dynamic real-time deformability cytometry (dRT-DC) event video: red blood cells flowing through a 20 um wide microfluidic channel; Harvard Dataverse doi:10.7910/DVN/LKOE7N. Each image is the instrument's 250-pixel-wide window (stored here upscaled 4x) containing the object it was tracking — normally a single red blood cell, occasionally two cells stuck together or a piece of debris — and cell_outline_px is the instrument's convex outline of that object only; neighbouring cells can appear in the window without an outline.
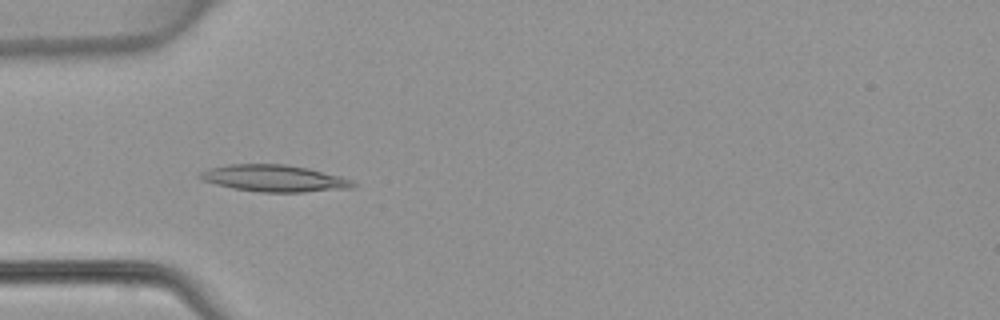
{"species": "common noctule bat (a hibernating species)", "species_latin": "Nyctalus noctula", "temperature_condition": "warm", "stored_images_in_passage": 40, "camera_frame_rate_fps": 3000, "um_per_image_px": 0.085, "animal": {"sex": "female", "body_mass_g": 22.7, "forearm_length_mm": 54.2}, "frame": {"image": 1, "passage_image": 11, "time_ms": 3.333, "image_size_px": [1000, 320], "cell_outline_px": [[356, 184], [352, 188], [304, 192], [260, 192], [232, 188], [200, 180], [196, 176], [200, 172], [208, 168], [228, 164], [284, 164], [308, 168], [340, 176], [352, 180]], "centroid_in_image_um": [23.26, 15.15], "position_along_channel_um": 61.7, "area_um2": 23.99}}
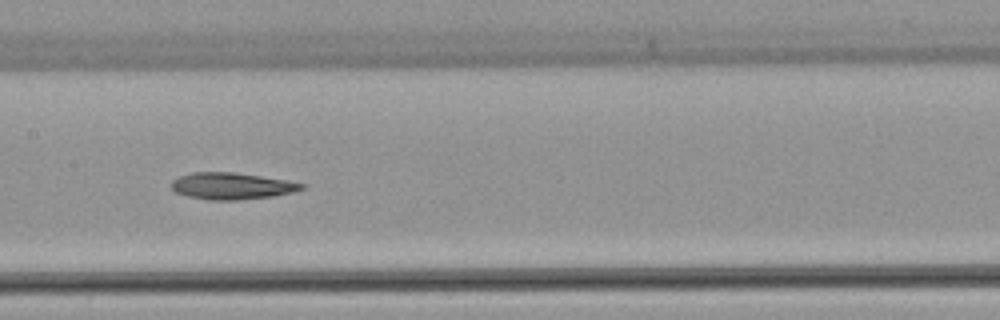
{"frame": {"image": 2, "passage_image": 20, "time_ms": 6.333, "image_size_px": [1000, 320], "cell_outline_px": [[304, 188], [292, 192], [272, 196], [236, 200], [208, 200], [188, 196], [176, 192], [172, 188], [172, 180], [180, 176], [192, 172], [232, 172], [288, 180], [304, 184]], "centroid_in_image_um": [19.68, 15.81], "position_along_channel_um": 187.7, "area_um2": 20.06}}
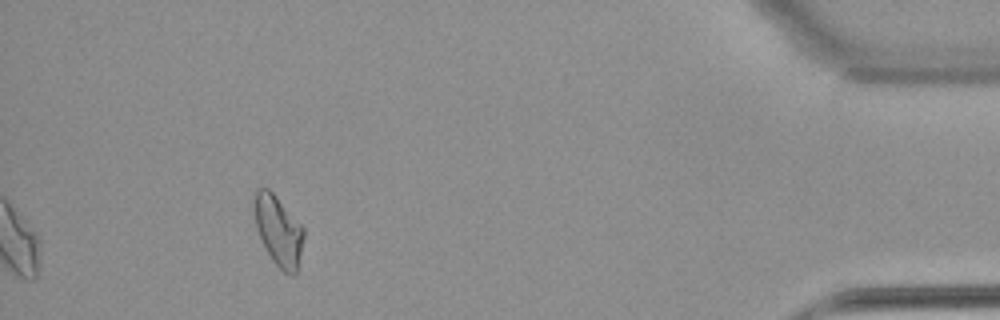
{"frame": {"image": 3, "passage_image": 40, "time_ms": 13.0, "image_size_px": [1000, 320], "cell_outline_px": [[304, 236], [296, 272], [284, 272], [272, 260], [256, 228], [252, 204], [252, 192], [256, 188], [268, 188], [276, 196], [304, 228]], "centroid_in_image_um": [23.61, 19.51], "position_along_channel_um": 411.6, "area_um2": 20.0}}